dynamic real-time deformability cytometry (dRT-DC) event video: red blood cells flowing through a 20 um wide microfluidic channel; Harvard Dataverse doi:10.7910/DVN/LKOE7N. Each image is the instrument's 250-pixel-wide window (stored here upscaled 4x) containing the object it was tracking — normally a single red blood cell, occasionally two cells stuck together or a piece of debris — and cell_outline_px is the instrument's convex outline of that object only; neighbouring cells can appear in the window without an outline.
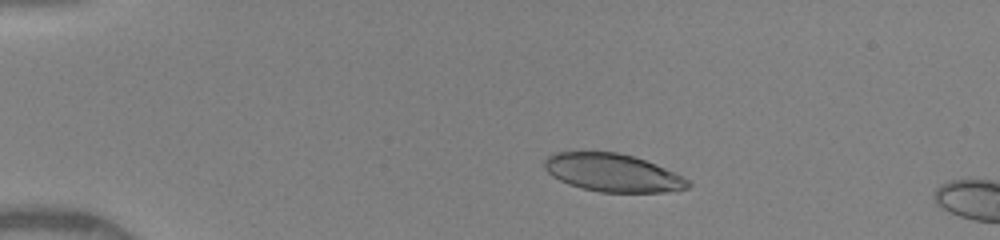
{"species": "human", "species_latin": "Homo sapiens", "temperature_condition": "warm", "stored_images_in_passage": 8, "camera_frame_rate_fps": 3000, "um_per_image_px": 0.085, "donor": {"sex": "female"}, "frame": {"image": 1, "passage_image": 3, "time_ms": 0.667, "image_size_px": [1000, 240], "cell_outline_px": [[692, 184], [688, 188], [664, 192], [600, 192], [580, 188], [568, 184], [552, 176], [544, 168], [544, 160], [552, 152], [616, 152], [632, 156], [656, 164], [688, 180]], "centroid_in_image_um": [52.03, 14.68], "position_along_channel_um": 33.0, "area_um2": 31.56}}